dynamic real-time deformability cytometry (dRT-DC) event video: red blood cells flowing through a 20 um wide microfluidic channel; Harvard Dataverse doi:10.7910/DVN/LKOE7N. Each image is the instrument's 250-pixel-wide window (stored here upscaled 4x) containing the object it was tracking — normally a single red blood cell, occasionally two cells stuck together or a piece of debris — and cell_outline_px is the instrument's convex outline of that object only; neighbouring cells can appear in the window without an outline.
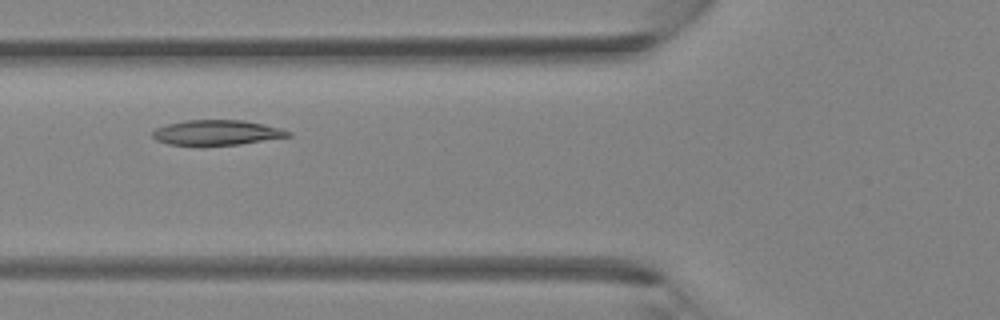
{"species": "Egyptian fruit bat (a non-hibernating species)", "species_latin": "Rousettus aegyptiacus", "temperature_condition": "room temperature", "stored_images_in_passage": 34, "camera_frame_rate_fps": 3000, "um_per_image_px": 0.085, "animal": {"sex": "female"}, "frame": {"image": 1, "passage_image": 9, "time_ms": 2.667, "image_size_px": [1000, 320], "cell_outline_px": [[292, 136], [240, 144], [168, 144], [156, 140], [152, 136], [152, 132], [156, 128], [168, 124], [184, 120], [244, 120], [264, 124], [280, 128], [292, 132]], "centroid_in_image_um": [18.45, 11.25], "position_along_channel_um": 107.3, "area_um2": 19.54}}
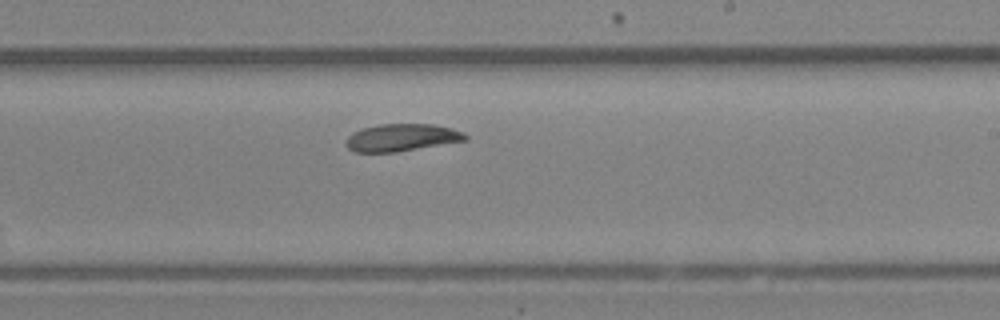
{"frame": {"image": 2, "passage_image": 18, "time_ms": 5.667, "image_size_px": [1000, 320], "cell_outline_px": [[468, 140], [396, 152], [352, 152], [344, 144], [348, 136], [352, 132], [364, 128], [380, 124], [432, 124], [452, 128], [464, 132], [468, 136]], "centroid_in_image_um": [34.14, 11.69], "position_along_channel_um": 254.9, "area_um2": 19.13}}
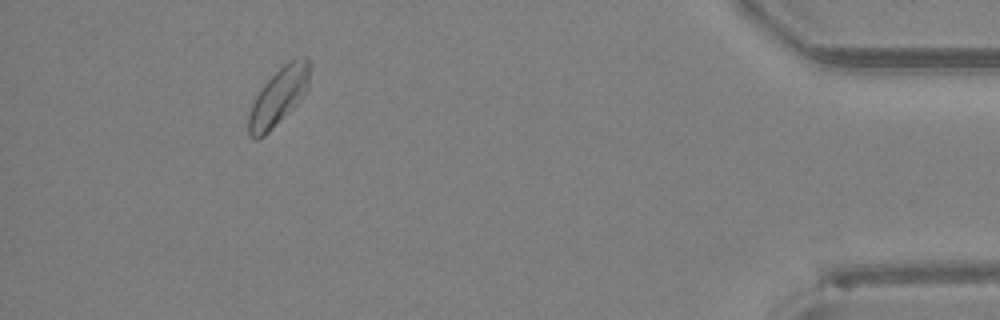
{"frame": {"image": 3, "passage_image": 31, "time_ms": 10.0, "image_size_px": [1000, 320], "cell_outline_px": [[312, 64], [308, 88], [300, 100], [264, 136], [256, 140], [252, 140], [248, 136], [248, 116], [252, 104], [256, 96], [264, 84], [288, 60], [304, 56]], "centroid_in_image_um": [23.69, 8.2], "position_along_channel_um": 411.5, "area_um2": 20.4}}